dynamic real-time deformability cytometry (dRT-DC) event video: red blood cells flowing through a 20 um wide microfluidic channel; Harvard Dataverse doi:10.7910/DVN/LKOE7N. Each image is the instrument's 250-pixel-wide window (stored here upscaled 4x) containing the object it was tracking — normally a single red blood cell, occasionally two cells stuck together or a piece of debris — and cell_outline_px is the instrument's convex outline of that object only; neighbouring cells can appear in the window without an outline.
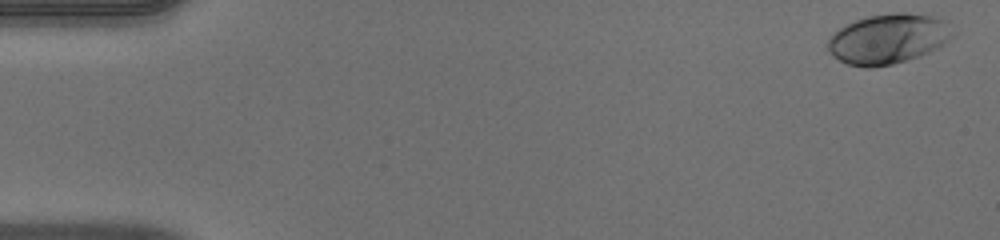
{"species": "human", "species_latin": "Homo sapiens", "temperature_condition": "warm", "stored_images_in_passage": 52, "camera_frame_rate_fps": 3000, "um_per_image_px": 0.085, "donor": {"sex": "male"}, "frame": {"image": 1, "passage_image": 2, "time_ms": 0.333, "image_size_px": [1000, 240], "cell_outline_px": [[956, 36], [944, 44], [928, 52], [892, 64], [872, 68], [864, 68], [848, 64], [840, 60], [828, 52], [824, 44], [840, 28], [856, 20], [868, 16], [892, 12], [904, 12], [932, 16], [948, 20], [956, 32]], "centroid_in_image_um": [75.53, 3.29], "position_along_channel_um": 9.5, "area_um2": 36.65}}
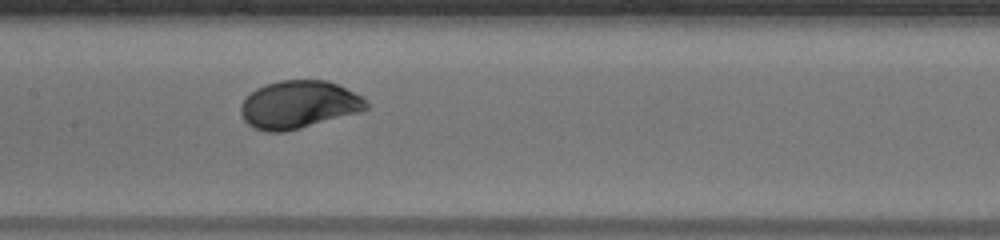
{"frame": {"image": 2, "passage_image": 26, "time_ms": 8.333, "image_size_px": [1000, 240], "cell_outline_px": [[368, 108], [364, 112], [284, 132], [268, 132], [256, 128], [248, 124], [244, 120], [240, 112], [240, 104], [256, 88], [264, 84], [280, 80], [328, 80], [364, 96], [368, 104]], "centroid_in_image_um": [25.44, 8.89], "position_along_channel_um": 182.0, "area_um2": 35.32}}
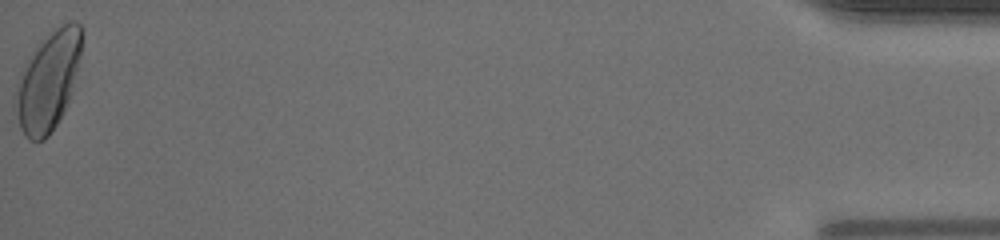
{"frame": {"image": 3, "passage_image": 52, "time_ms": 17.0, "image_size_px": [1000, 240], "cell_outline_px": [[84, 36], [80, 56], [68, 100], [64, 112], [48, 136], [44, 140], [28, 140], [24, 136], [20, 128], [12, 108], [12, 104], [16, 84], [20, 72], [24, 64], [36, 44], [40, 40], [56, 28], [68, 20], [72, 20], [80, 24], [84, 32]], "centroid_in_image_um": [4.04, 6.87], "position_along_channel_um": 431.2, "area_um2": 38.78}, "authors_computed_cell_mechanics": {"area_um2": 34.3043, "velocity_mm_per_s": 4.0066, "shape_relaxation_time_tau1_ms": 2.2661, "shape_relaxation_time_tau2_ms": null, "deformation_change_tau1": 0.1424, "deformation_change_tau2": null}}